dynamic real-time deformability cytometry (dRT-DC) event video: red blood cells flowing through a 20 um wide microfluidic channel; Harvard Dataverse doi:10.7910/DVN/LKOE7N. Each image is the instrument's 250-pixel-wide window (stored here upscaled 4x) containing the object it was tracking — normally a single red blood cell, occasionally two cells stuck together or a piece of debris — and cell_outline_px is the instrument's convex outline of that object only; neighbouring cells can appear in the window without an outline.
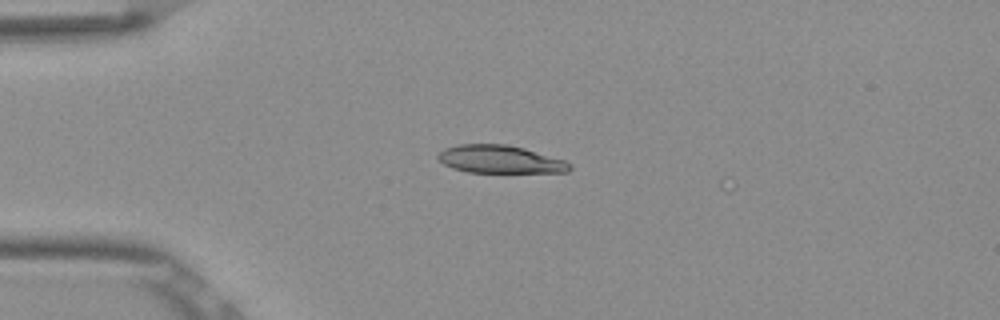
{"species": "Egyptian fruit bat (a non-hibernating species)", "species_latin": "Rousettus aegyptiacus", "temperature_condition": "room temperature", "stored_images_in_passage": 8, "camera_frame_rate_fps": 3000, "um_per_image_px": 0.085, "frame": {"image": 1, "passage_image": 7, "time_ms": 2.0, "image_size_px": [1000, 320], "cell_outline_px": [[572, 168], [568, 172], [468, 172], [452, 168], [444, 164], [436, 156], [444, 148], [456, 144], [508, 144], [524, 148], [564, 160], [572, 164]], "centroid_in_image_um": [42.5, 13.53], "position_along_channel_um": 42.5, "area_um2": 21.39}}